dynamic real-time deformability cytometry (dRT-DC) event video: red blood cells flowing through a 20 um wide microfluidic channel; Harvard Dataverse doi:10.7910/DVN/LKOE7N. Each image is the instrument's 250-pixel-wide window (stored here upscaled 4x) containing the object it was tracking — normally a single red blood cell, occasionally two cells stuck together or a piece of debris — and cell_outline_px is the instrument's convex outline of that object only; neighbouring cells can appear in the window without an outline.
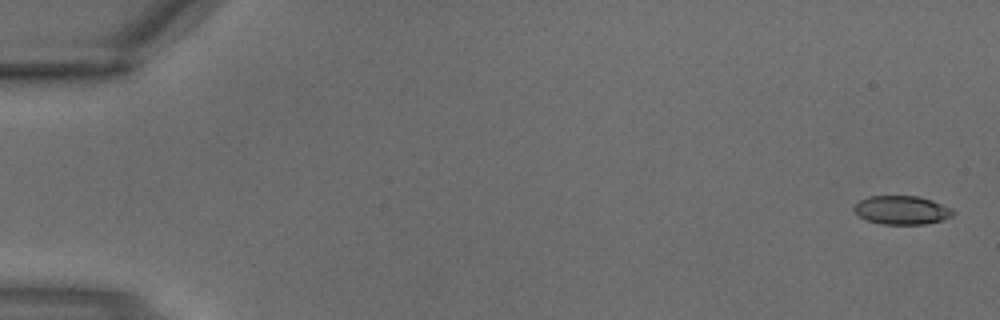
{"species": "common noctule bat (a hibernating species)", "species_latin": "Nyctalus noctula", "temperature_condition": "warm", "stored_images_in_passage": 4, "segment_of_instrument_passage": [1, 2], "camera_frame_rate_fps": 3000, "um_per_image_px": 0.085, "animal": {"sex": "male", "body_mass_g": 18.8}, "frame": {"image": 1, "passage_image": 1, "time_ms": 0.0, "image_size_px": [1000, 320], "cell_outline_px": [[956, 212], [952, 216], [944, 220], [924, 224], [880, 224], [868, 220], [860, 216], [852, 208], [860, 200], [868, 196], [916, 196], [932, 200], [952, 208]], "centroid_in_image_um": [76.68, 17.86], "position_along_channel_um": 8.3, "area_um2": 16.53}}
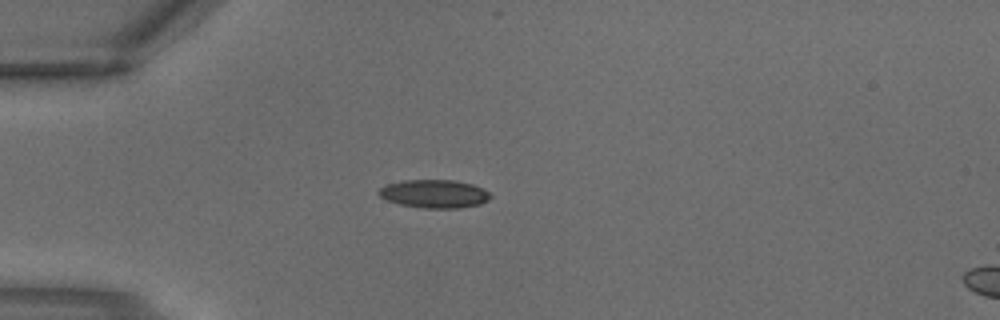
{"frame": {"image": 2, "passage_image": 3, "time_ms": 0.667, "image_size_px": [1000, 320], "cell_outline_px": [[492, 196], [488, 200], [480, 204], [460, 208], [424, 208], [400, 204], [388, 200], [380, 196], [376, 192], [380, 188], [388, 184], [404, 180], [452, 180], [472, 184], [488, 192]], "centroid_in_image_um": [36.91, 16.47], "position_along_channel_um": 48.1, "area_um2": 18.21}}